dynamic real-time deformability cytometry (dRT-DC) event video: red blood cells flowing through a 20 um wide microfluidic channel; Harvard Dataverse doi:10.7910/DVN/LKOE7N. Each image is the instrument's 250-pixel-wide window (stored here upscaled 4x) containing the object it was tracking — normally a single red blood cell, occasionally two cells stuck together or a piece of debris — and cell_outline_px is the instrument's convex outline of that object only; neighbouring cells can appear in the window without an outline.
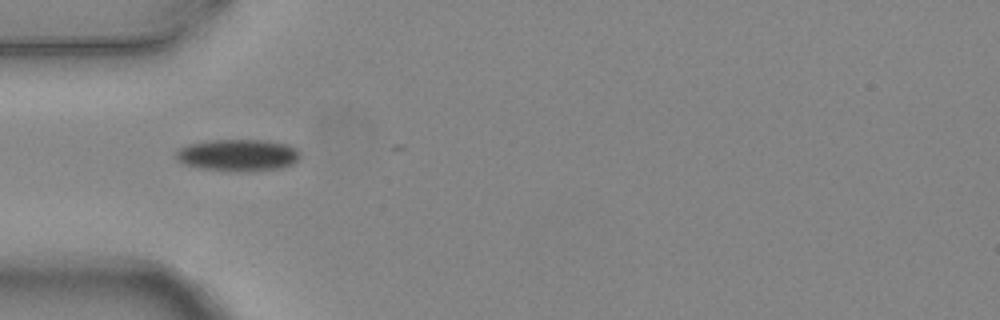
{"species": "common noctule bat (a hibernating species)", "species_latin": "Nyctalus noctula", "temperature_condition": "warm", "stored_images_in_passage": 7, "camera_frame_rate_fps": 3000, "um_per_image_px": 0.085, "animal": {"sex": "female", "body_mass_g": 24.6, "forearm_length_mm": 56.2}, "frame": {"image": 1, "passage_image": 5, "time_ms": 1.333, "image_size_px": [1000, 320], "cell_outline_px": [[300, 156], [292, 164], [284, 168], [244, 172], [228, 172], [200, 168], [184, 164], [176, 160], [176, 152], [180, 148], [188, 144], [212, 140], [264, 140], [288, 144], [296, 148], [300, 152]], "centroid_in_image_um": [20.23, 13.2], "position_along_channel_um": 64.8, "area_um2": 23.41}}
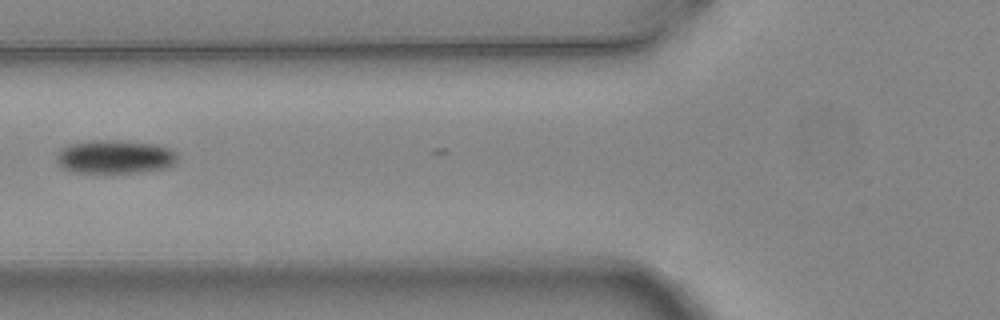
{"frame": {"image": 2, "passage_image": 6, "time_ms": 1.667, "image_size_px": [1000, 320], "cell_outline_px": [[180, 156], [176, 164], [164, 168], [140, 172], [72, 172], [64, 168], [56, 160], [56, 156], [60, 148], [68, 144], [92, 140], [116, 140], [156, 144], [168, 148], [176, 152]], "centroid_in_image_um": [9.79, 13.32], "position_along_channel_um": 116.0, "area_um2": 23.76}}
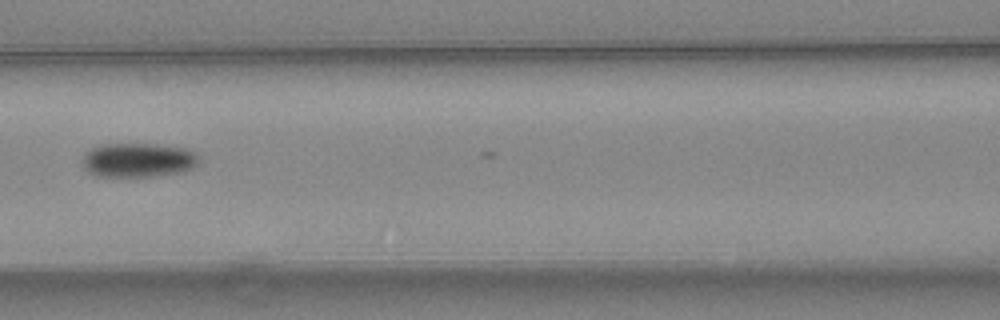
{"frame": {"image": 3, "passage_image": 7, "time_ms": 2.0, "image_size_px": [1000, 320], "cell_outline_px": [[200, 160], [192, 168], [184, 172], [152, 176], [96, 176], [88, 172], [84, 168], [84, 156], [92, 148], [104, 144], [156, 144], [184, 148], [196, 152], [200, 156]], "centroid_in_image_um": [11.8, 13.61], "position_along_channel_um": 154.8, "area_um2": 23.18}}